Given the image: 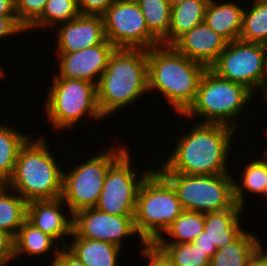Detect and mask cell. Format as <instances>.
Segmentation results:
<instances>
[{"label":"cell","instance_id":"obj_1","mask_svg":"<svg viewBox=\"0 0 267 266\" xmlns=\"http://www.w3.org/2000/svg\"><path fill=\"white\" fill-rule=\"evenodd\" d=\"M195 123L178 135L172 154L157 168L160 173L217 175L229 173L234 128L222 124ZM228 165V166H227Z\"/></svg>","mask_w":267,"mask_h":266},{"label":"cell","instance_id":"obj_2","mask_svg":"<svg viewBox=\"0 0 267 266\" xmlns=\"http://www.w3.org/2000/svg\"><path fill=\"white\" fill-rule=\"evenodd\" d=\"M148 93H157L178 115L195 101L200 79L206 67L172 46L158 45L147 50ZM154 91V92H153Z\"/></svg>","mask_w":267,"mask_h":266},{"label":"cell","instance_id":"obj_3","mask_svg":"<svg viewBox=\"0 0 267 266\" xmlns=\"http://www.w3.org/2000/svg\"><path fill=\"white\" fill-rule=\"evenodd\" d=\"M148 92L146 49L116 48L97 84V102L104 118L123 110Z\"/></svg>","mask_w":267,"mask_h":266},{"label":"cell","instance_id":"obj_4","mask_svg":"<svg viewBox=\"0 0 267 266\" xmlns=\"http://www.w3.org/2000/svg\"><path fill=\"white\" fill-rule=\"evenodd\" d=\"M31 136L18 152L8 188L27 203L52 200L62 195L63 169L48 148L47 138ZM53 154V155H52Z\"/></svg>","mask_w":267,"mask_h":266},{"label":"cell","instance_id":"obj_5","mask_svg":"<svg viewBox=\"0 0 267 266\" xmlns=\"http://www.w3.org/2000/svg\"><path fill=\"white\" fill-rule=\"evenodd\" d=\"M255 96L243 85L220 78L206 69L200 79L195 101L182 117L191 120L198 116L201 120L197 122L222 124L238 131L236 121Z\"/></svg>","mask_w":267,"mask_h":266},{"label":"cell","instance_id":"obj_6","mask_svg":"<svg viewBox=\"0 0 267 266\" xmlns=\"http://www.w3.org/2000/svg\"><path fill=\"white\" fill-rule=\"evenodd\" d=\"M183 211L174 187L153 168L137 194L134 224L141 244L155 243Z\"/></svg>","mask_w":267,"mask_h":266},{"label":"cell","instance_id":"obj_7","mask_svg":"<svg viewBox=\"0 0 267 266\" xmlns=\"http://www.w3.org/2000/svg\"><path fill=\"white\" fill-rule=\"evenodd\" d=\"M43 109L47 122L53 129L66 131L74 129L84 118L104 121L98 102L97 85L82 79L52 77Z\"/></svg>","mask_w":267,"mask_h":266},{"label":"cell","instance_id":"obj_8","mask_svg":"<svg viewBox=\"0 0 267 266\" xmlns=\"http://www.w3.org/2000/svg\"><path fill=\"white\" fill-rule=\"evenodd\" d=\"M120 145H112L111 149L107 147L100 153L97 151L98 155L93 154L71 170H63L61 198L71 214L97 205L110 167L130 149L125 144Z\"/></svg>","mask_w":267,"mask_h":266},{"label":"cell","instance_id":"obj_9","mask_svg":"<svg viewBox=\"0 0 267 266\" xmlns=\"http://www.w3.org/2000/svg\"><path fill=\"white\" fill-rule=\"evenodd\" d=\"M176 190L184 210L210 213L231 208L234 200L232 174L185 175L161 173Z\"/></svg>","mask_w":267,"mask_h":266},{"label":"cell","instance_id":"obj_10","mask_svg":"<svg viewBox=\"0 0 267 266\" xmlns=\"http://www.w3.org/2000/svg\"><path fill=\"white\" fill-rule=\"evenodd\" d=\"M265 57L266 45L238 39L227 43L209 69L220 78L243 85L254 95L262 90L263 97Z\"/></svg>","mask_w":267,"mask_h":266},{"label":"cell","instance_id":"obj_11","mask_svg":"<svg viewBox=\"0 0 267 266\" xmlns=\"http://www.w3.org/2000/svg\"><path fill=\"white\" fill-rule=\"evenodd\" d=\"M129 151L128 149L110 167L106 175L101 194L95 206L101 212L119 216L135 215L138 190L145 177L153 169L146 167L142 175H137V170L132 167V155Z\"/></svg>","mask_w":267,"mask_h":266},{"label":"cell","instance_id":"obj_12","mask_svg":"<svg viewBox=\"0 0 267 266\" xmlns=\"http://www.w3.org/2000/svg\"><path fill=\"white\" fill-rule=\"evenodd\" d=\"M102 17L105 37L116 48L148 50L161 44L148 30L136 2L115 0Z\"/></svg>","mask_w":267,"mask_h":266},{"label":"cell","instance_id":"obj_13","mask_svg":"<svg viewBox=\"0 0 267 266\" xmlns=\"http://www.w3.org/2000/svg\"><path fill=\"white\" fill-rule=\"evenodd\" d=\"M72 215V231L81 238L109 242L122 247L125 238L139 237L134 216L107 214L95 207L78 210Z\"/></svg>","mask_w":267,"mask_h":266},{"label":"cell","instance_id":"obj_14","mask_svg":"<svg viewBox=\"0 0 267 266\" xmlns=\"http://www.w3.org/2000/svg\"><path fill=\"white\" fill-rule=\"evenodd\" d=\"M116 47L107 39L100 45L79 50L75 53H55L59 63L57 77L82 79L98 84L109 58ZM95 78V79H94Z\"/></svg>","mask_w":267,"mask_h":266},{"label":"cell","instance_id":"obj_15","mask_svg":"<svg viewBox=\"0 0 267 266\" xmlns=\"http://www.w3.org/2000/svg\"><path fill=\"white\" fill-rule=\"evenodd\" d=\"M242 211L235 203L229 209L205 213L204 231L192 244L212 258L217 249L232 243L245 231L241 225Z\"/></svg>","mask_w":267,"mask_h":266},{"label":"cell","instance_id":"obj_16","mask_svg":"<svg viewBox=\"0 0 267 266\" xmlns=\"http://www.w3.org/2000/svg\"><path fill=\"white\" fill-rule=\"evenodd\" d=\"M56 52L75 53L79 50L100 45L105 40L104 21L101 15H79L71 21L55 27Z\"/></svg>","mask_w":267,"mask_h":266},{"label":"cell","instance_id":"obj_17","mask_svg":"<svg viewBox=\"0 0 267 266\" xmlns=\"http://www.w3.org/2000/svg\"><path fill=\"white\" fill-rule=\"evenodd\" d=\"M228 41L205 22L181 35L171 46L180 54L209 69Z\"/></svg>","mask_w":267,"mask_h":266},{"label":"cell","instance_id":"obj_18","mask_svg":"<svg viewBox=\"0 0 267 266\" xmlns=\"http://www.w3.org/2000/svg\"><path fill=\"white\" fill-rule=\"evenodd\" d=\"M65 206L67 205L61 197L30 201L27 203L26 220L35 228L53 237L60 247H66L65 237L70 238L72 235L73 215L70 212L68 214L63 212Z\"/></svg>","mask_w":267,"mask_h":266},{"label":"cell","instance_id":"obj_19","mask_svg":"<svg viewBox=\"0 0 267 266\" xmlns=\"http://www.w3.org/2000/svg\"><path fill=\"white\" fill-rule=\"evenodd\" d=\"M245 7L239 2L209 0L204 22L228 42L239 39Z\"/></svg>","mask_w":267,"mask_h":266},{"label":"cell","instance_id":"obj_20","mask_svg":"<svg viewBox=\"0 0 267 266\" xmlns=\"http://www.w3.org/2000/svg\"><path fill=\"white\" fill-rule=\"evenodd\" d=\"M66 248L86 266H118L122 247L78 237L73 231ZM121 252V253H120Z\"/></svg>","mask_w":267,"mask_h":266},{"label":"cell","instance_id":"obj_21","mask_svg":"<svg viewBox=\"0 0 267 266\" xmlns=\"http://www.w3.org/2000/svg\"><path fill=\"white\" fill-rule=\"evenodd\" d=\"M209 0H184L171 8L168 34L161 45L171 46L181 35L204 22L205 9Z\"/></svg>","mask_w":267,"mask_h":266},{"label":"cell","instance_id":"obj_22","mask_svg":"<svg viewBox=\"0 0 267 266\" xmlns=\"http://www.w3.org/2000/svg\"><path fill=\"white\" fill-rule=\"evenodd\" d=\"M55 243L56 245L54 246ZM57 244V241L53 237L35 228L26 220L14 237L15 260L17 259L19 264V262H21V256L24 254L25 256L27 255V257L35 258V256L48 255V252L54 249V255H51L53 256L52 262L50 261V265H48L51 266L54 258L61 249Z\"/></svg>","mask_w":267,"mask_h":266},{"label":"cell","instance_id":"obj_23","mask_svg":"<svg viewBox=\"0 0 267 266\" xmlns=\"http://www.w3.org/2000/svg\"><path fill=\"white\" fill-rule=\"evenodd\" d=\"M263 157L259 159L251 158L249 163L243 168L240 181L233 182L234 200L241 208L244 209L246 205L245 194H257L256 196L263 197L267 186V150L264 151Z\"/></svg>","mask_w":267,"mask_h":266},{"label":"cell","instance_id":"obj_24","mask_svg":"<svg viewBox=\"0 0 267 266\" xmlns=\"http://www.w3.org/2000/svg\"><path fill=\"white\" fill-rule=\"evenodd\" d=\"M260 241L257 234L244 231L232 243L217 249L210 266H248L251 257L263 245Z\"/></svg>","mask_w":267,"mask_h":266},{"label":"cell","instance_id":"obj_25","mask_svg":"<svg viewBox=\"0 0 267 266\" xmlns=\"http://www.w3.org/2000/svg\"><path fill=\"white\" fill-rule=\"evenodd\" d=\"M204 226V213L184 210L155 243H192L204 231Z\"/></svg>","mask_w":267,"mask_h":266},{"label":"cell","instance_id":"obj_26","mask_svg":"<svg viewBox=\"0 0 267 266\" xmlns=\"http://www.w3.org/2000/svg\"><path fill=\"white\" fill-rule=\"evenodd\" d=\"M31 136L0 123V176L6 181L13 175L19 150Z\"/></svg>","mask_w":267,"mask_h":266},{"label":"cell","instance_id":"obj_27","mask_svg":"<svg viewBox=\"0 0 267 266\" xmlns=\"http://www.w3.org/2000/svg\"><path fill=\"white\" fill-rule=\"evenodd\" d=\"M27 218V202L8 187L0 194V229L17 234Z\"/></svg>","mask_w":267,"mask_h":266},{"label":"cell","instance_id":"obj_28","mask_svg":"<svg viewBox=\"0 0 267 266\" xmlns=\"http://www.w3.org/2000/svg\"><path fill=\"white\" fill-rule=\"evenodd\" d=\"M245 7L239 39L267 45V1L253 0Z\"/></svg>","mask_w":267,"mask_h":266},{"label":"cell","instance_id":"obj_29","mask_svg":"<svg viewBox=\"0 0 267 266\" xmlns=\"http://www.w3.org/2000/svg\"><path fill=\"white\" fill-rule=\"evenodd\" d=\"M80 15L77 0H48L42 16L27 30L38 31L71 21Z\"/></svg>","mask_w":267,"mask_h":266},{"label":"cell","instance_id":"obj_30","mask_svg":"<svg viewBox=\"0 0 267 266\" xmlns=\"http://www.w3.org/2000/svg\"><path fill=\"white\" fill-rule=\"evenodd\" d=\"M148 30L161 41L170 26L171 7L167 0H139Z\"/></svg>","mask_w":267,"mask_h":266},{"label":"cell","instance_id":"obj_31","mask_svg":"<svg viewBox=\"0 0 267 266\" xmlns=\"http://www.w3.org/2000/svg\"><path fill=\"white\" fill-rule=\"evenodd\" d=\"M157 245L175 266H210L211 258L192 243Z\"/></svg>","mask_w":267,"mask_h":266},{"label":"cell","instance_id":"obj_32","mask_svg":"<svg viewBox=\"0 0 267 266\" xmlns=\"http://www.w3.org/2000/svg\"><path fill=\"white\" fill-rule=\"evenodd\" d=\"M48 0H15L20 24L28 30L41 16Z\"/></svg>","mask_w":267,"mask_h":266},{"label":"cell","instance_id":"obj_33","mask_svg":"<svg viewBox=\"0 0 267 266\" xmlns=\"http://www.w3.org/2000/svg\"><path fill=\"white\" fill-rule=\"evenodd\" d=\"M141 255L149 261L147 266H175L167 254L156 243L140 245Z\"/></svg>","mask_w":267,"mask_h":266},{"label":"cell","instance_id":"obj_34","mask_svg":"<svg viewBox=\"0 0 267 266\" xmlns=\"http://www.w3.org/2000/svg\"><path fill=\"white\" fill-rule=\"evenodd\" d=\"M25 32L27 30L20 24L17 16H0V41Z\"/></svg>","mask_w":267,"mask_h":266},{"label":"cell","instance_id":"obj_35","mask_svg":"<svg viewBox=\"0 0 267 266\" xmlns=\"http://www.w3.org/2000/svg\"><path fill=\"white\" fill-rule=\"evenodd\" d=\"M14 260V237L0 229V266H9Z\"/></svg>","mask_w":267,"mask_h":266},{"label":"cell","instance_id":"obj_36","mask_svg":"<svg viewBox=\"0 0 267 266\" xmlns=\"http://www.w3.org/2000/svg\"><path fill=\"white\" fill-rule=\"evenodd\" d=\"M115 0H77L81 15H103Z\"/></svg>","mask_w":267,"mask_h":266},{"label":"cell","instance_id":"obj_37","mask_svg":"<svg viewBox=\"0 0 267 266\" xmlns=\"http://www.w3.org/2000/svg\"><path fill=\"white\" fill-rule=\"evenodd\" d=\"M51 266H86L66 247H61Z\"/></svg>","mask_w":267,"mask_h":266},{"label":"cell","instance_id":"obj_38","mask_svg":"<svg viewBox=\"0 0 267 266\" xmlns=\"http://www.w3.org/2000/svg\"><path fill=\"white\" fill-rule=\"evenodd\" d=\"M261 246L251 257L248 266H267V251Z\"/></svg>","mask_w":267,"mask_h":266},{"label":"cell","instance_id":"obj_39","mask_svg":"<svg viewBox=\"0 0 267 266\" xmlns=\"http://www.w3.org/2000/svg\"><path fill=\"white\" fill-rule=\"evenodd\" d=\"M0 16H17L15 0H0Z\"/></svg>","mask_w":267,"mask_h":266},{"label":"cell","instance_id":"obj_40","mask_svg":"<svg viewBox=\"0 0 267 266\" xmlns=\"http://www.w3.org/2000/svg\"><path fill=\"white\" fill-rule=\"evenodd\" d=\"M266 93H267V45H266L265 73H264V96Z\"/></svg>","mask_w":267,"mask_h":266},{"label":"cell","instance_id":"obj_41","mask_svg":"<svg viewBox=\"0 0 267 266\" xmlns=\"http://www.w3.org/2000/svg\"><path fill=\"white\" fill-rule=\"evenodd\" d=\"M8 187V182L0 176V194Z\"/></svg>","mask_w":267,"mask_h":266},{"label":"cell","instance_id":"obj_42","mask_svg":"<svg viewBox=\"0 0 267 266\" xmlns=\"http://www.w3.org/2000/svg\"><path fill=\"white\" fill-rule=\"evenodd\" d=\"M183 1L184 0H167L171 8L182 3Z\"/></svg>","mask_w":267,"mask_h":266},{"label":"cell","instance_id":"obj_43","mask_svg":"<svg viewBox=\"0 0 267 266\" xmlns=\"http://www.w3.org/2000/svg\"><path fill=\"white\" fill-rule=\"evenodd\" d=\"M1 64V63H0ZM5 72V70L3 69V67L0 65V78L1 79H4L3 77H4V75L6 74V72Z\"/></svg>","mask_w":267,"mask_h":266},{"label":"cell","instance_id":"obj_44","mask_svg":"<svg viewBox=\"0 0 267 266\" xmlns=\"http://www.w3.org/2000/svg\"><path fill=\"white\" fill-rule=\"evenodd\" d=\"M263 100H264V102H265V105H266V103H267V93L265 94V96H263V98H262Z\"/></svg>","mask_w":267,"mask_h":266},{"label":"cell","instance_id":"obj_45","mask_svg":"<svg viewBox=\"0 0 267 266\" xmlns=\"http://www.w3.org/2000/svg\"><path fill=\"white\" fill-rule=\"evenodd\" d=\"M263 196H264V197L266 198V200H267V186H266V189H265V191H264Z\"/></svg>","mask_w":267,"mask_h":266},{"label":"cell","instance_id":"obj_46","mask_svg":"<svg viewBox=\"0 0 267 266\" xmlns=\"http://www.w3.org/2000/svg\"><path fill=\"white\" fill-rule=\"evenodd\" d=\"M122 1H126V2H138L139 0H122Z\"/></svg>","mask_w":267,"mask_h":266}]
</instances>
